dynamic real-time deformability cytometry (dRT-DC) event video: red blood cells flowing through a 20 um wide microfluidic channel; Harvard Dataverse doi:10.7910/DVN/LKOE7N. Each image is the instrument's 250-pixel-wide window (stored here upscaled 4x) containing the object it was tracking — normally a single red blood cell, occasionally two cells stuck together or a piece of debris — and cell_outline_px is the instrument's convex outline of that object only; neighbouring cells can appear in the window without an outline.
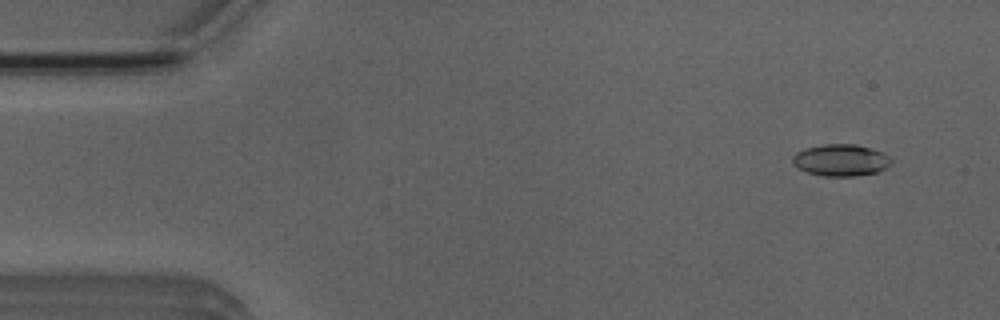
{"species": "Egyptian fruit bat (a non-hibernating species)", "species_latin": "Rousettus aegyptiacus", "temperature_condition": "room temperature", "stored_images_in_passage": 52, "camera_frame_rate_fps": 3000, "um_per_image_px": 0.085, "animal": {"sex": "male"}, "frame": {"image": 1, "passage_image": 4, "time_ms": 1.0, "image_size_px": [1000, 320], "cell_outline_px": [[892, 160], [888, 168], [876, 172], [856, 176], [824, 176], [808, 172], [796, 168], [792, 160], [792, 156], [796, 152], [808, 148], [824, 144], [856, 144], [872, 148], [884, 152]], "centroid_in_image_um": [71.49, 13.61], "position_along_channel_um": 13.5, "area_um2": 18.38}}
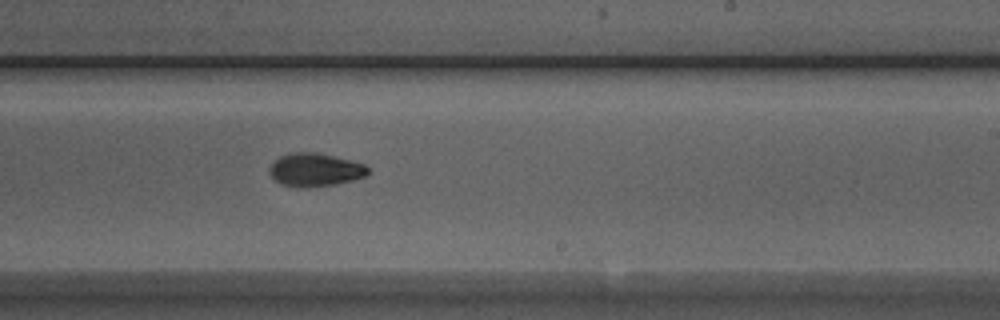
{"frame": {"image": 2, "passage_image": 31, "time_ms": 10.0, "image_size_px": [1000, 320], "cell_outline_px": [[368, 172], [364, 176], [352, 180], [336, 184], [308, 188], [296, 188], [280, 184], [272, 180], [268, 172], [268, 168], [280, 156], [292, 152], [316, 152], [364, 164], [368, 168]], "centroid_in_image_um": [26.7, 14.46], "position_along_channel_um": 262.3, "area_um2": 19.19}}
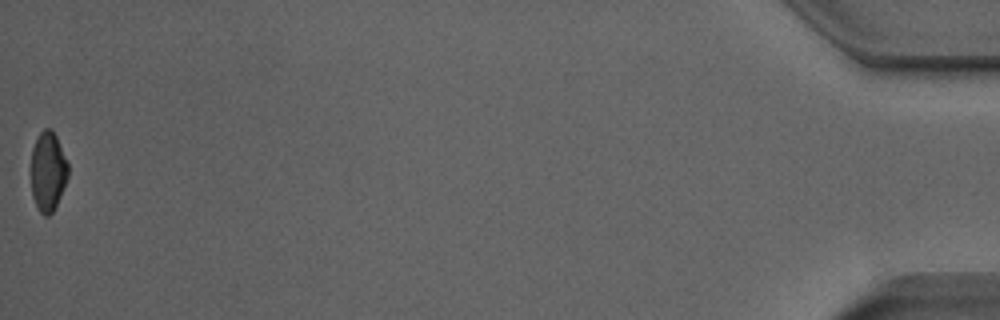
{"frame": {"image": 3, "passage_image": 52, "time_ms": 17.0, "image_size_px": [1000, 320], "cell_outline_px": [[68, 176], [60, 196], [52, 212], [48, 216], [44, 216], [40, 212], [32, 196], [32, 148], [40, 132], [44, 128], [52, 128], [56, 136], [68, 164]], "centroid_in_image_um": [4.08, 14.56], "position_along_channel_um": 431.1, "area_um2": 16.88}, "authors_computed_cell_mechanics": {"area_um2": 18.3804, "velocity_mm_per_s": 3.9444, "shape_relaxation_time_tau1_ms": 3.8452, "shape_relaxation_time_tau2_ms": 5.925, "deformation_change_tau1": 0.1732, "deformation_change_tau2": 0.0843}}